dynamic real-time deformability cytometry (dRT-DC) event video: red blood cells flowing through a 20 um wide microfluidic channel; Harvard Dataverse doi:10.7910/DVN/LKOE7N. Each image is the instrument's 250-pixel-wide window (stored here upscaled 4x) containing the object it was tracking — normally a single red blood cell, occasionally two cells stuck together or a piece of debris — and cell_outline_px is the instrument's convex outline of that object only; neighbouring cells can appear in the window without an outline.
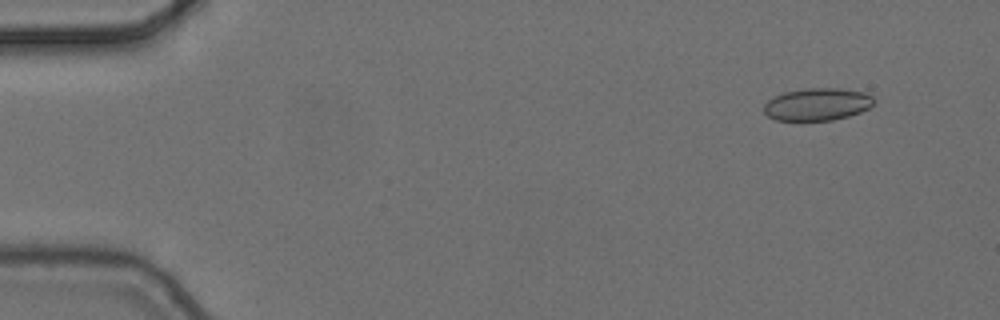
{"species": "common noctule bat (a hibernating species)", "species_latin": "Nyctalus noctula", "temperature_condition": "cold", "stored_images_in_passage": 6, "camera_frame_rate_fps": 3000, "um_per_image_px": 0.085, "animal": {"sex": "female", "body_mass_g": 24.6, "forearm_length_mm": 56.2}, "frame": {"image": 1, "passage_image": 2, "time_ms": 0.333, "image_size_px": [1000, 320], "cell_outline_px": [[876, 100], [868, 108], [860, 112], [848, 116], [832, 120], [776, 120], [768, 116], [764, 112], [764, 104], [768, 100], [784, 92], [804, 88], [840, 88], [864, 92], [872, 96]], "centroid_in_image_um": [69.48, 8.86], "position_along_channel_um": 15.5, "area_um2": 20.75}}
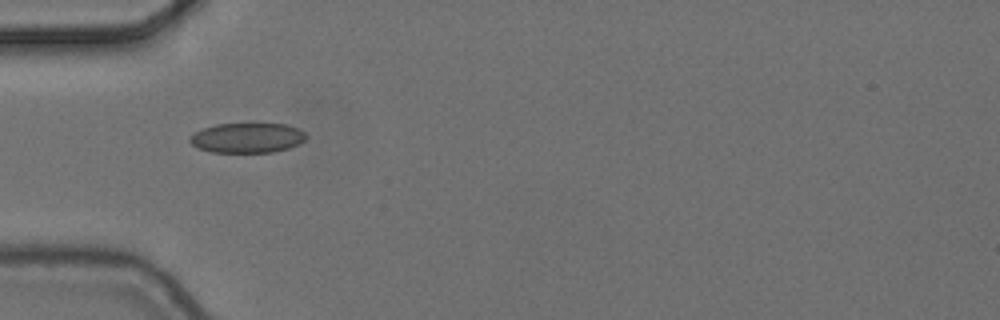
{"frame": {"image": 2, "passage_image": 5, "time_ms": 1.333, "image_size_px": [1000, 320], "cell_outline_px": [[308, 136], [300, 144], [288, 148], [272, 152], [212, 152], [200, 148], [192, 144], [188, 140], [196, 132], [204, 128], [216, 124], [252, 120], [288, 124], [300, 128]], "centroid_in_image_um": [21.09, 11.65], "position_along_channel_um": 63.9, "area_um2": 21.21}}
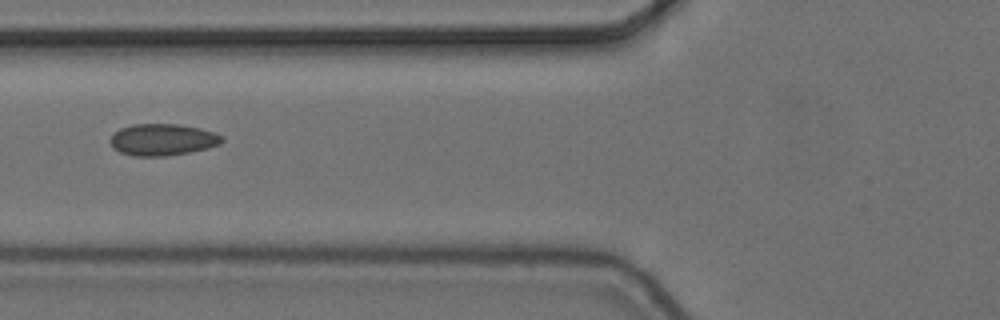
{"frame": {"image": 3, "passage_image": 6, "time_ms": 1.667, "image_size_px": [1000, 320], "cell_outline_px": [[224, 140], [220, 144], [208, 148], [188, 152], [164, 156], [132, 156], [120, 152], [112, 148], [108, 140], [120, 128], [132, 124], [180, 124], [200, 128], [224, 136]], "centroid_in_image_um": [13.8, 11.87], "position_along_channel_um": 112.0, "area_um2": 20.75}}